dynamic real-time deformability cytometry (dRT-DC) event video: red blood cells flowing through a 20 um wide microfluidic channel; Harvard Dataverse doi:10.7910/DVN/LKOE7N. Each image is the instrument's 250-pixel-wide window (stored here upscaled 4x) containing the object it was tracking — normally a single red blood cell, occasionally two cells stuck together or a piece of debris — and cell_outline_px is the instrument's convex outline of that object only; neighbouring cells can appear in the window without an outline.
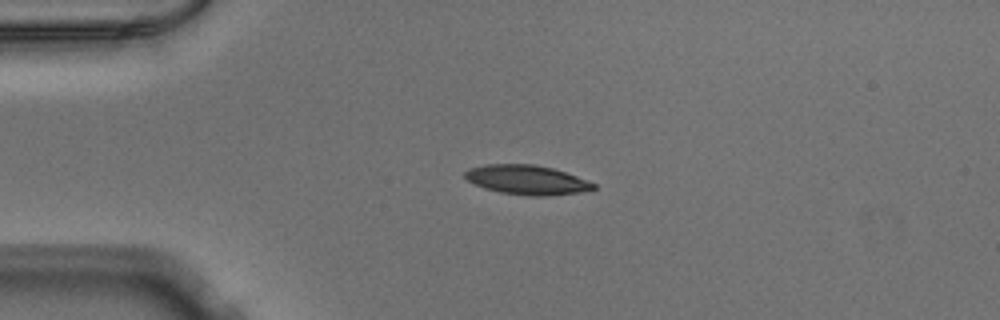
{"species": "Egyptian fruit bat (a non-hibernating species)", "species_latin": "Rousettus aegyptiacus", "temperature_condition": "warm", "stored_images_in_passage": 41, "camera_frame_rate_fps": 3000, "um_per_image_px": 0.085, "animal": {"sex": "male"}, "frame": {"image": 1, "passage_image": 1, "time_ms": 0.0, "image_size_px": [1000, 320], "cell_outline_px": [[596, 188], [592, 192], [544, 196], [528, 196], [500, 192], [484, 188], [468, 180], [464, 176], [464, 172], [468, 168], [484, 164], [536, 164], [552, 168], [576, 176], [596, 184]], "centroid_in_image_um": [44.82, 15.3], "position_along_channel_um": 40.2, "area_um2": 22.31}}
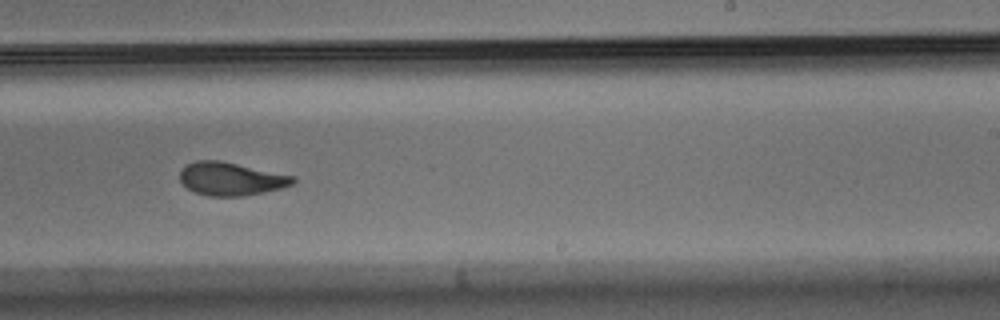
{"frame": {"image": 2, "passage_image": 21, "time_ms": 6.667, "image_size_px": [1000, 320], "cell_outline_px": [[296, 180], [292, 184], [280, 188], [264, 192], [244, 196], [208, 196], [196, 192], [188, 188], [180, 180], [180, 172], [184, 164], [196, 160], [220, 160], [296, 176]], "centroid_in_image_um": [19.63, 15.19], "position_along_channel_um": 269.4, "area_um2": 21.91}}
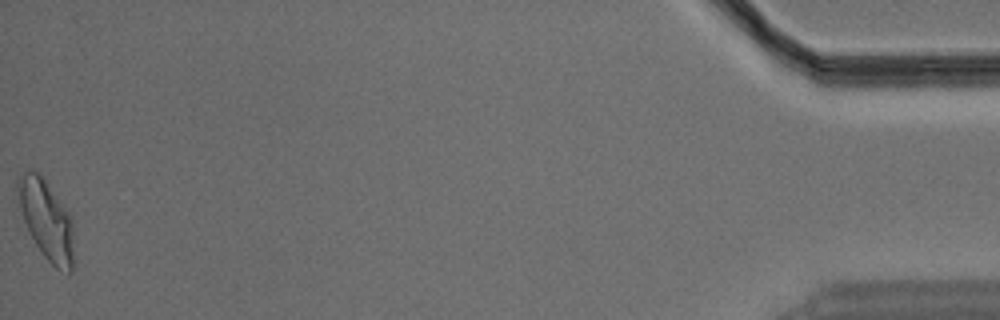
{"frame": {"image": 3, "passage_image": 41, "time_ms": 13.333, "image_size_px": [1000, 320], "cell_outline_px": [[72, 272], [68, 276], [56, 268], [44, 256], [28, 232], [20, 208], [16, 188], [16, 176], [32, 168], [40, 172], [72, 216]], "centroid_in_image_um": [3.92, 18.63], "position_along_channel_um": 431.3, "area_um2": 26.3}}